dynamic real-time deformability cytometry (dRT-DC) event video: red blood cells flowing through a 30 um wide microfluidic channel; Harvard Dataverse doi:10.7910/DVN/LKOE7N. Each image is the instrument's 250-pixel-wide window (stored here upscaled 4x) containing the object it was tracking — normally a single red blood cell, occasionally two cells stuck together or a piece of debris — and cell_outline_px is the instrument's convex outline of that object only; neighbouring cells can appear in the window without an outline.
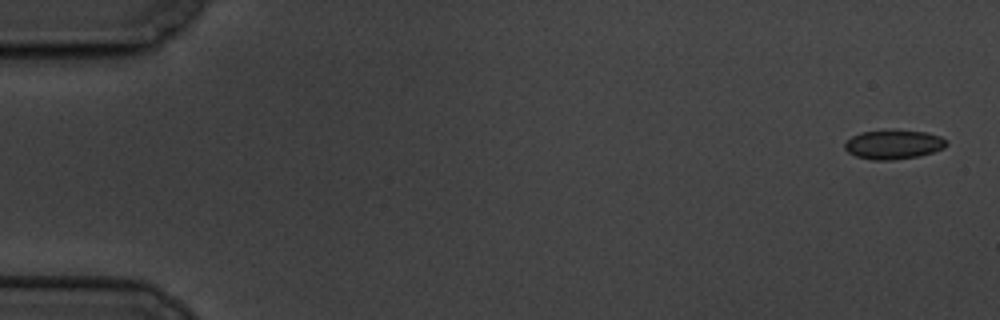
{"species": "common noctule bat (a hibernating species)", "species_latin": "Nyctalus noctula", "temperature_condition": "cold", "stored_images_in_passage": 8, "camera_frame_rate_fps": 3000, "um_per_image_px": 0.085, "animal": {"sex": "male", "body_mass_g": 19.5, "forearm_length_mm": 54.6}, "frame": {"image": 1, "passage_image": 1, "time_ms": 0.0, "image_size_px": [1000, 320], "cell_outline_px": [[948, 144], [944, 148], [920, 156], [892, 160], [872, 160], [856, 156], [848, 152], [844, 148], [844, 144], [852, 136], [860, 132], [892, 128], [924, 132], [940, 136], [948, 140]], "centroid_in_image_um": [75.95, 12.26], "position_along_channel_um": 9.0, "area_um2": 17.74}}
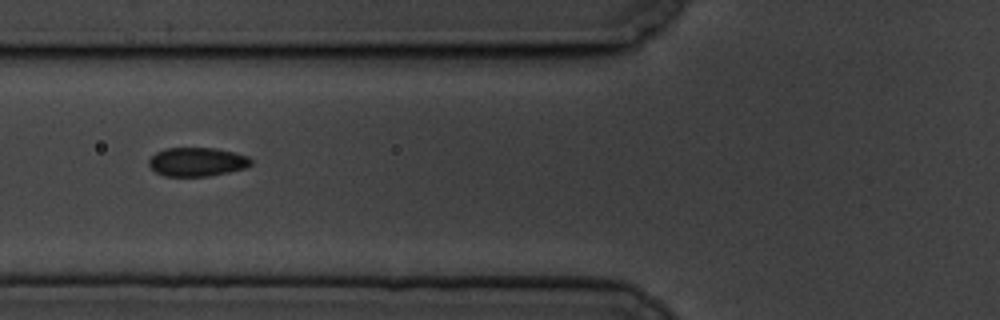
{"frame": {"image": 2, "passage_image": 7, "time_ms": 7.0, "image_size_px": [1000, 320], "cell_outline_px": [[252, 164], [244, 168], [228, 172], [208, 176], [164, 176], [156, 172], [148, 164], [148, 160], [156, 152], [164, 148], [216, 148], [248, 156], [252, 160]], "centroid_in_image_um": [16.73, 13.75], "position_along_channel_um": 109.1, "area_um2": 17.11}}
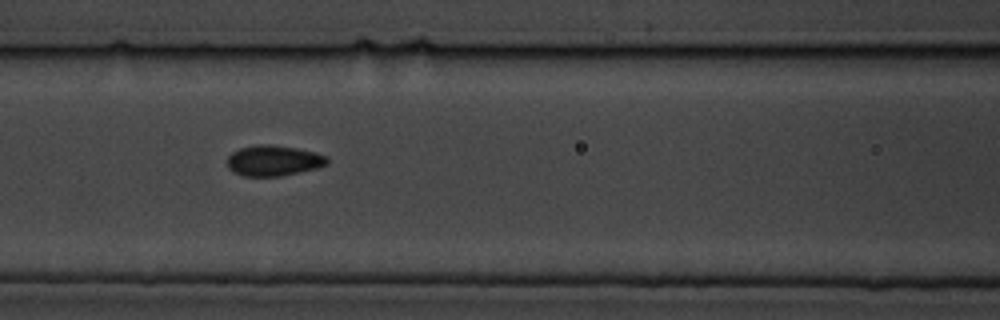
{"frame": {"image": 3, "passage_image": 8, "time_ms": 8.0, "image_size_px": [1000, 320], "cell_outline_px": [[328, 164], [316, 168], [300, 172], [280, 176], [244, 176], [232, 172], [228, 168], [228, 156], [232, 152], [240, 148], [256, 144], [268, 144], [296, 148], [316, 152], [328, 156]], "centroid_in_image_um": [23.25, 13.65], "position_along_channel_um": 143.3, "area_um2": 17.92}}